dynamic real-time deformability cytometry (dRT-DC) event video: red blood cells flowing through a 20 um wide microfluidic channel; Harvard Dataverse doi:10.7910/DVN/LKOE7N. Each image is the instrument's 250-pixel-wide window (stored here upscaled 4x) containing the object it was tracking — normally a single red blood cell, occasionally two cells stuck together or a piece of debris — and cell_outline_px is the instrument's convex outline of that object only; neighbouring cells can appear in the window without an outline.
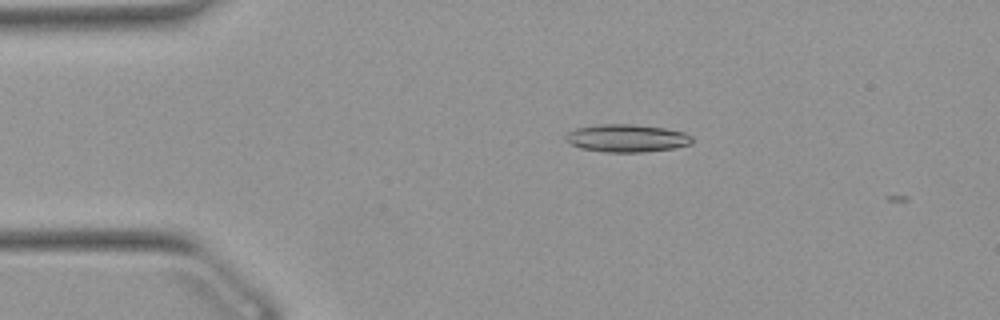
{"species": "Egyptian fruit bat (a non-hibernating species)", "species_latin": "Rousettus aegyptiacus", "temperature_condition": "warm", "stored_images_in_passage": 2, "camera_frame_rate_fps": 3000, "um_per_image_px": 0.085, "animal": {"sex": "female"}, "frame": {"image": 1, "passage_image": 1, "time_ms": 0.0, "image_size_px": [1000, 320], "cell_outline_px": [[692, 144], [676, 148], [644, 152], [604, 152], [580, 148], [572, 144], [564, 136], [568, 132], [576, 128], [596, 124], [632, 124], [664, 128], [684, 132], [692, 136]], "centroid_in_image_um": [53.3, 11.74], "position_along_channel_um": 31.7, "area_um2": 20.52}}